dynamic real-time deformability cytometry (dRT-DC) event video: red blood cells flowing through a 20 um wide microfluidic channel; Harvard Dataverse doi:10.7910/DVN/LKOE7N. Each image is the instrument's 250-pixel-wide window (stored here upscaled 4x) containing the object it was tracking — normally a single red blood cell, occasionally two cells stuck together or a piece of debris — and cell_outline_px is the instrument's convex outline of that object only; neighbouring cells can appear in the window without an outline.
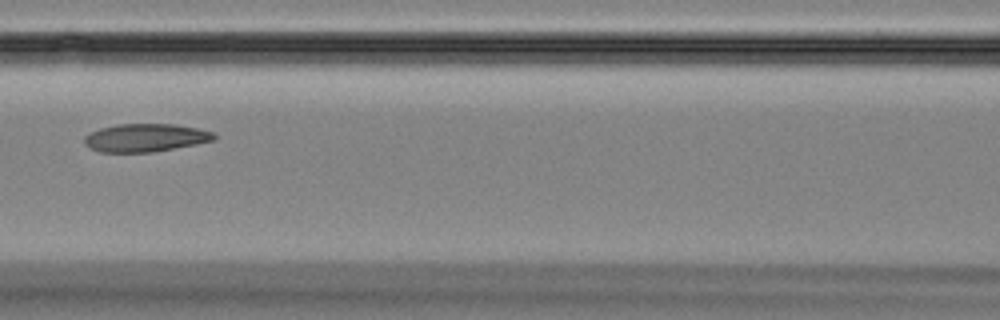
{"species": "Egyptian fruit bat (a non-hibernating species)", "species_latin": "Rousettus aegyptiacus", "temperature_condition": "room temperature", "stored_images_in_passage": 50, "camera_frame_rate_fps": 3000, "um_per_image_px": 0.085, "animal": {"sex": "female"}, "frame": {"image": 1, "passage_image": 23, "time_ms": 7.333, "image_size_px": [1000, 320], "cell_outline_px": [[216, 140], [196, 144], [152, 152], [100, 152], [88, 148], [84, 144], [84, 136], [88, 132], [100, 128], [116, 124], [176, 124], [200, 128], [216, 132]], "centroid_in_image_um": [12.37, 11.7], "position_along_channel_um": 154.2, "area_um2": 21.56}}
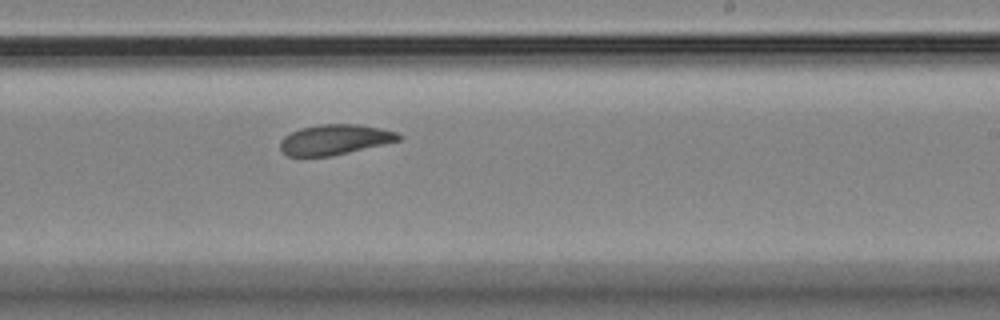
{"frame": {"image": 2, "passage_image": 31, "time_ms": 10.0, "image_size_px": [1000, 320], "cell_outline_px": [[400, 140], [384, 144], [332, 156], [288, 156], [280, 152], [280, 140], [284, 136], [300, 128], [320, 124], [356, 124], [380, 128], [396, 132], [400, 136]], "centroid_in_image_um": [28.4, 11.87], "position_along_channel_um": 260.6, "area_um2": 20.81}}
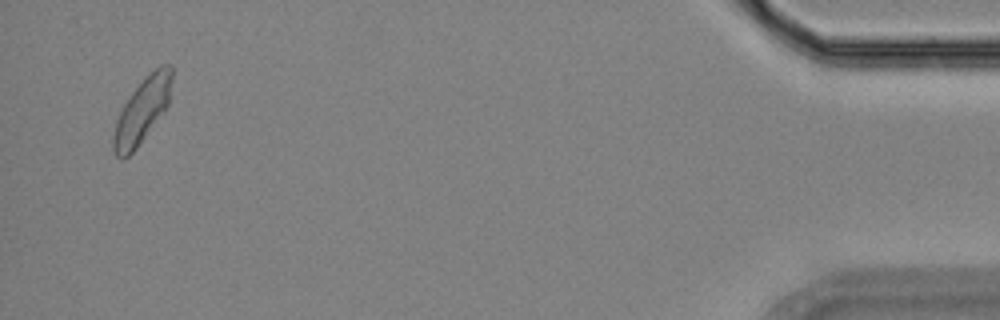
{"frame": {"image": 3, "passage_image": 49, "time_ms": 16.0, "image_size_px": [1000, 320], "cell_outline_px": [[172, 80], [168, 104], [164, 112], [136, 148], [124, 160], [120, 160], [112, 152], [112, 136], [116, 120], [124, 104], [132, 92], [160, 64], [172, 64]], "centroid_in_image_um": [12.06, 9.45], "position_along_channel_um": 423.1, "area_um2": 21.91}}